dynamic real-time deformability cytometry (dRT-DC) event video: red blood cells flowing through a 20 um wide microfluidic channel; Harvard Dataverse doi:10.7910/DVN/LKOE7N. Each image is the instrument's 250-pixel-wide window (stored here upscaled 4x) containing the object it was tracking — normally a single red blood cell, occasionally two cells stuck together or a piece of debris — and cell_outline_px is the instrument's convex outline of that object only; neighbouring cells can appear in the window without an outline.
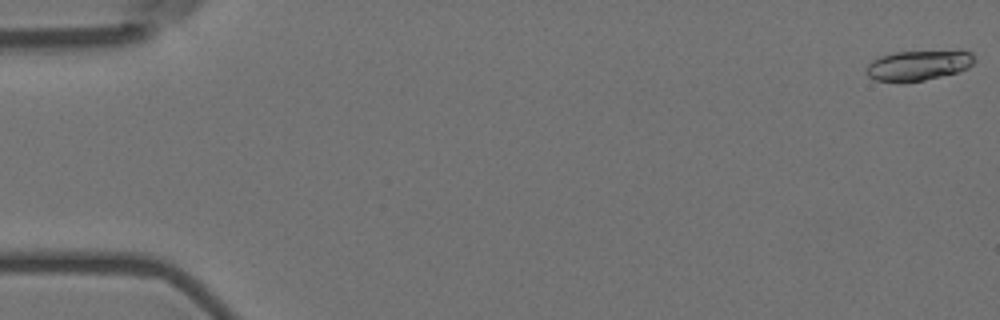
{"species": "Egyptian fruit bat (a non-hibernating species)", "species_latin": "Rousettus aegyptiacus", "temperature_condition": "room temperature", "stored_images_in_passage": 57, "camera_frame_rate_fps": 3000, "um_per_image_px": 0.085, "animal": {"sex": "female"}, "frame": {"image": 1, "passage_image": 1, "time_ms": 0.0, "image_size_px": [1000, 320], "cell_outline_px": [[972, 64], [968, 68], [956, 72], [924, 80], [904, 84], [900, 84], [876, 80], [868, 76], [868, 64], [872, 60], [880, 56], [896, 52], [972, 52]], "centroid_in_image_um": [77.97, 5.6], "position_along_channel_um": 7.0, "area_um2": 18.61}}
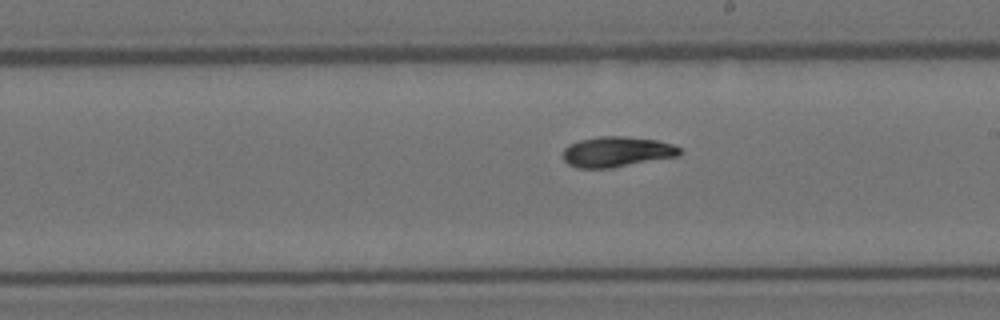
{"frame": {"image": 2, "passage_image": 33, "time_ms": 10.667, "image_size_px": [1000, 320], "cell_outline_px": [[684, 152], [680, 156], [612, 168], [576, 168], [568, 164], [564, 160], [564, 148], [568, 144], [580, 140], [600, 136], [624, 136], [656, 140], [672, 144], [680, 148]], "centroid_in_image_um": [52.46, 12.91], "position_along_channel_um": 236.5, "area_um2": 20.87}}
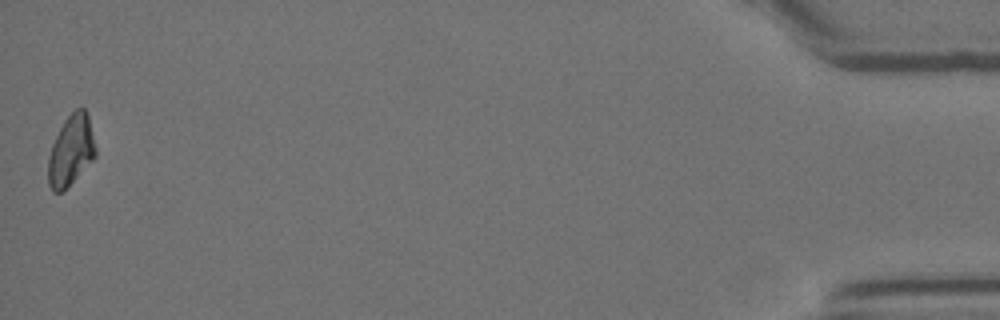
{"frame": {"image": 3, "passage_image": 57, "time_ms": 18.667, "image_size_px": [1000, 320], "cell_outline_px": [[96, 156], [60, 192], [52, 192], [48, 184], [48, 156], [52, 144], [64, 120], [76, 108], [84, 108], [88, 116], [96, 148]], "centroid_in_image_um": [6.01, 12.77], "position_along_channel_um": 429.2, "area_um2": 19.02}, "authors_computed_cell_mechanics": {"area_um2": 19.8832, "velocity_mm_per_s": 3.5735, "shape_relaxation_time_tau1_ms": 6.0293, "shape_relaxation_time_tau2_ms": 9.5131, "deformation_change_tau1": 0.1849, "deformation_change_tau2": 0.1521}}